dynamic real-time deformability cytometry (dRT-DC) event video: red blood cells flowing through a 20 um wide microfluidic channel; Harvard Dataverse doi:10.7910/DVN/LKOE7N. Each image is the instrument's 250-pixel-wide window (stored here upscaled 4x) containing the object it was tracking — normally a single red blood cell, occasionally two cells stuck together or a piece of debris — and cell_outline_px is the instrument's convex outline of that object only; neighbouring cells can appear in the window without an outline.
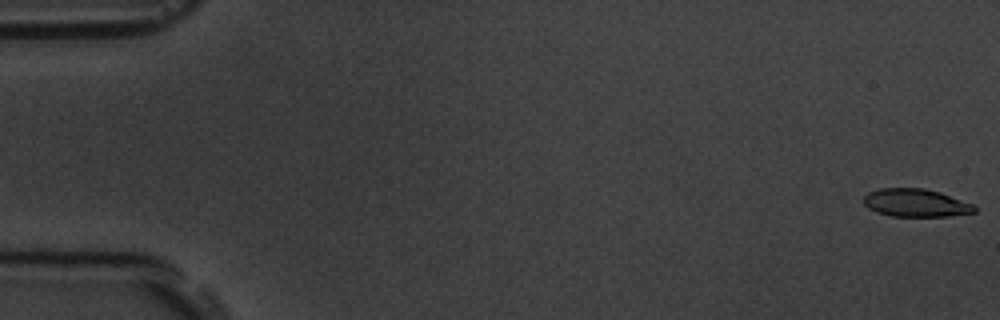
{"species": "common noctule bat (a hibernating species)", "species_latin": "Nyctalus noctula", "temperature_condition": "room temperature", "stored_images_in_passage": 7, "camera_frame_rate_fps": 3000, "um_per_image_px": 0.085, "animal": {"sex": "male", "body_mass_g": 19.5, "forearm_length_mm": 54.6}, "frame": {"image": 1, "passage_image": 1, "time_ms": 0.0, "image_size_px": [1000, 320], "cell_outline_px": [[976, 212], [948, 216], [892, 216], [876, 212], [868, 208], [864, 204], [864, 196], [868, 192], [880, 188], [924, 188], [940, 192], [972, 204], [976, 208]], "centroid_in_image_um": [77.81, 17.24], "position_along_channel_um": 7.2, "area_um2": 17.98}}
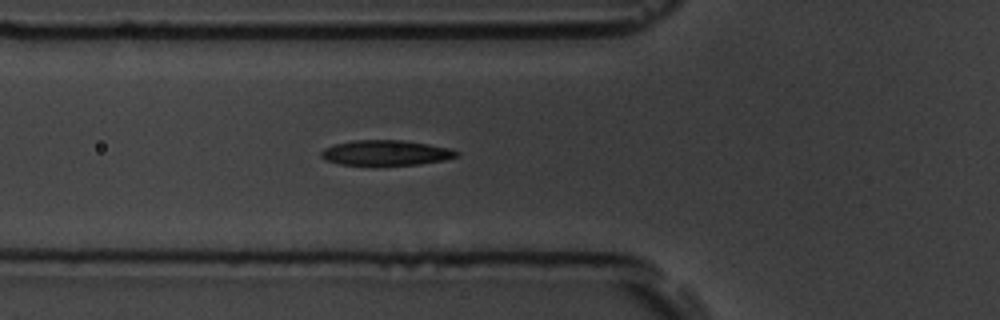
{"frame": {"image": 2, "passage_image": 7, "time_ms": 6.667, "image_size_px": [1000, 320], "cell_outline_px": [[460, 156], [444, 160], [420, 164], [340, 164], [324, 160], [320, 156], [320, 152], [324, 148], [332, 144], [352, 140], [400, 140], [428, 144], [448, 148], [460, 152]], "centroid_in_image_um": [32.77, 12.97], "position_along_channel_um": 93.0, "area_um2": 19.77}}